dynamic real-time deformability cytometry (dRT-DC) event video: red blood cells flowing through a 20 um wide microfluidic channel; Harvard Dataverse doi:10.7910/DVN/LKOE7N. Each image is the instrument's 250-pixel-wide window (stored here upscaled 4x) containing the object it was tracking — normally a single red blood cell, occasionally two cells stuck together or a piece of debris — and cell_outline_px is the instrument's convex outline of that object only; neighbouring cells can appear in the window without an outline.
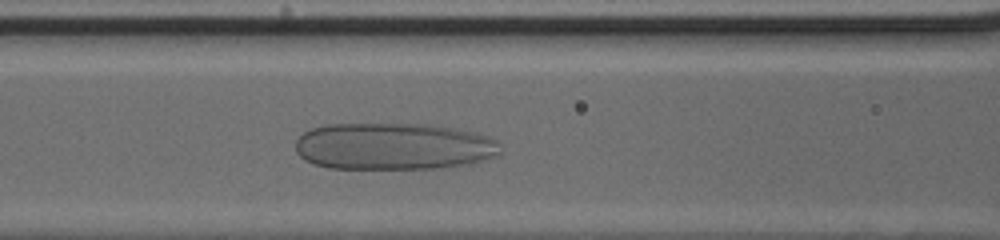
{"species": "human", "species_latin": "Homo sapiens", "temperature_condition": "cold", "stored_images_in_passage": 35, "camera_frame_rate_fps": 3000, "um_per_image_px": 0.085, "donor": {"sex": "male"}, "frame": {"image": 1, "passage_image": 13, "time_ms": 4.0, "image_size_px": [1000, 240], "cell_outline_px": [[500, 152], [492, 156], [468, 164], [444, 168], [328, 168], [312, 164], [304, 160], [296, 152], [296, 140], [304, 132], [312, 128], [328, 124], [432, 124], [452, 128], [488, 136], [496, 140]], "centroid_in_image_um": [33.39, 12.44], "position_along_channel_um": 133.2, "area_um2": 55.95}}
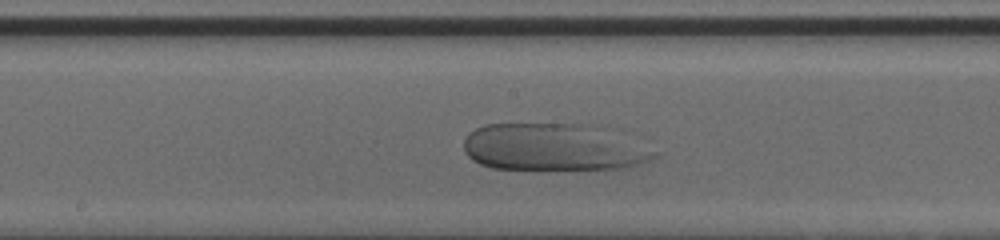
{"frame": {"image": 2, "passage_image": 18, "time_ms": 5.667, "image_size_px": [1000, 240], "cell_outline_px": [[660, 152], [656, 156], [640, 164], [628, 168], [492, 168], [480, 164], [472, 160], [468, 156], [464, 148], [464, 140], [468, 132], [484, 124], [608, 124], [624, 128], [632, 132]], "centroid_in_image_um": [47.31, 12.44], "position_along_channel_um": 200.9, "area_um2": 54.51}}
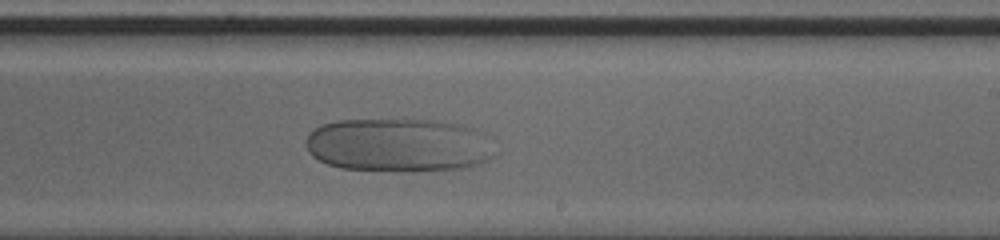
{"frame": {"image": 3, "passage_image": 22, "time_ms": 7.0, "image_size_px": [1000, 240], "cell_outline_px": [[492, 156], [476, 164], [464, 168], [416, 172], [408, 172], [340, 168], [328, 164], [312, 156], [308, 152], [308, 136], [320, 124], [336, 120], [436, 120], [460, 124], [472, 128], [476, 132]], "centroid_in_image_um": [33.74, 12.35], "position_along_channel_um": 255.3, "area_um2": 58.09}}